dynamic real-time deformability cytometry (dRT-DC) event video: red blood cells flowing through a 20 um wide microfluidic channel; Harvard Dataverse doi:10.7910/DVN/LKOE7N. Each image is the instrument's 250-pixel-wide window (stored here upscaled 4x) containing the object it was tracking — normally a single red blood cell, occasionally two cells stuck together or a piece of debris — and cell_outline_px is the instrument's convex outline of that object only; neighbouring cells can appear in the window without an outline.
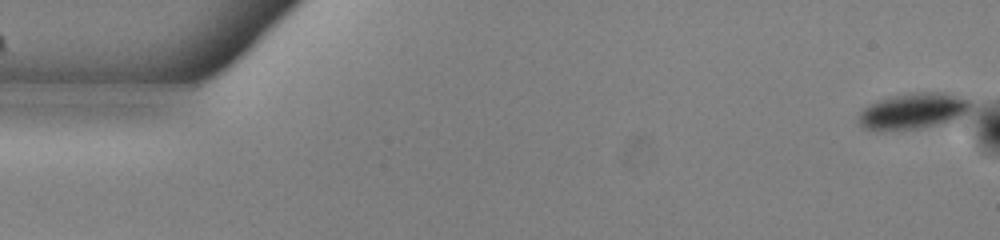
{"species": "common noctule bat (a hibernating species)", "species_latin": "Nyctalus noctula", "temperature_condition": "warm", "stored_images_in_passage": 16, "camera_frame_rate_fps": 3000, "um_per_image_px": 0.085, "animal": {"sex": "male", "body_mass_g": 13.0, "forearm_length_mm": 53.1}, "frame": {"image": 1, "passage_image": 1, "time_ms": 0.0, "image_size_px": [1000, 240], "cell_outline_px": [[972, 108], [960, 120], [920, 128], [876, 132], [864, 128], [860, 124], [860, 112], [868, 104], [880, 100], [912, 92], [944, 92], [972, 96]], "centroid_in_image_um": [77.76, 9.44], "position_along_channel_um": 7.2, "area_um2": 24.39}}